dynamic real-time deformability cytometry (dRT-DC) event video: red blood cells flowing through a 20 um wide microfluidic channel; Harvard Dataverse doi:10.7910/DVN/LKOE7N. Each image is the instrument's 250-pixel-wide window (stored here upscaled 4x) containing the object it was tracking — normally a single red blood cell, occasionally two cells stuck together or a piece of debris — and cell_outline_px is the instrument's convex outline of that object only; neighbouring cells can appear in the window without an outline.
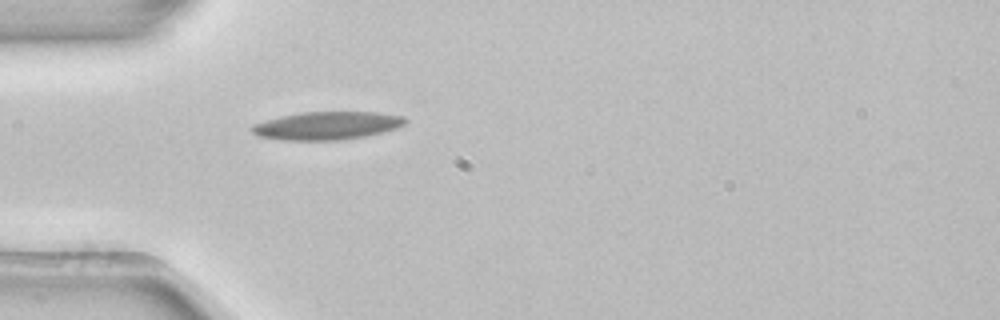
{"species": "common noctule bat (a hibernating species)", "species_latin": "Nyctalus noctula", "temperature_condition": "room temperature", "stored_images_in_passage": 1, "camera_frame_rate_fps": 3000, "um_per_image_px": 0.085, "animal": {"sex": "female", "body_mass_g": 22.7, "forearm_length_mm": 54.2}, "frame": {"image": 1, "passage_image": 1, "time_ms": 0.0, "image_size_px": [1000, 320], "cell_outline_px": [[408, 120], [404, 124], [396, 128], [364, 136], [340, 140], [284, 140], [256, 136], [248, 128], [252, 124], [280, 116], [300, 112], [380, 112], [404, 116]], "centroid_in_image_um": [27.75, 10.67], "position_along_channel_um": 57.3, "area_um2": 25.14}}